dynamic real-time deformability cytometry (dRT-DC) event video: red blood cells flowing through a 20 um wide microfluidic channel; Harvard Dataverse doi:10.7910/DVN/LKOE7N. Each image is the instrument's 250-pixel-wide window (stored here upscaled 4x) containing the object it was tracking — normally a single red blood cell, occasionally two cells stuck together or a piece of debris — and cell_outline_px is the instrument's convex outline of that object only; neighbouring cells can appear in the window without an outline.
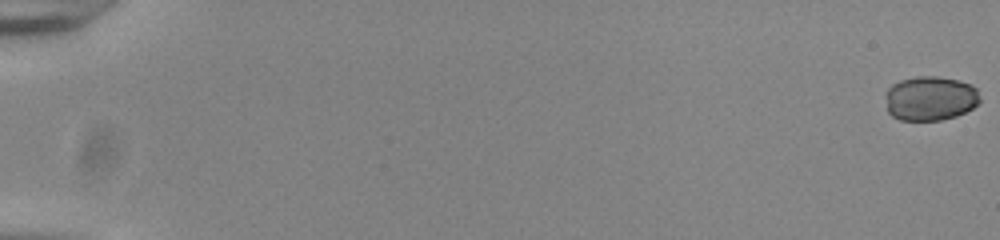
{"species": "common noctule bat (a hibernating species)", "species_latin": "Nyctalus noctula", "temperature_condition": "room temperature", "stored_images_in_passage": 56, "camera_frame_rate_fps": 3000, "um_per_image_px": 0.085, "animal": {"sex": "male", "body_mass_g": 20.0, "forearm_length_mm": 53.3}, "frame": {"image": 1, "passage_image": 1, "time_ms": 0.0, "image_size_px": [1000, 240], "cell_outline_px": [[980, 100], [972, 108], [956, 116], [940, 120], [900, 120], [892, 116], [888, 112], [884, 92], [892, 84], [900, 80], [916, 76], [936, 76], [956, 80], [972, 84], [976, 88]], "centroid_in_image_um": [79.03, 8.35], "position_along_channel_um": 6.0, "area_um2": 24.57}}
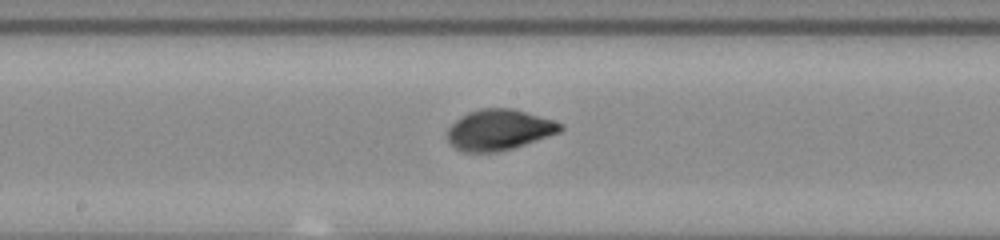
{"frame": {"image": 2, "passage_image": 32, "time_ms": 10.333, "image_size_px": [1000, 240], "cell_outline_px": [[564, 128], [560, 132], [512, 148], [496, 152], [464, 152], [456, 148], [448, 140], [444, 132], [460, 116], [468, 112], [480, 108], [512, 108], [552, 120], [564, 124]], "centroid_in_image_um": [42.38, 11.03], "position_along_channel_um": 205.8, "area_um2": 26.76}}
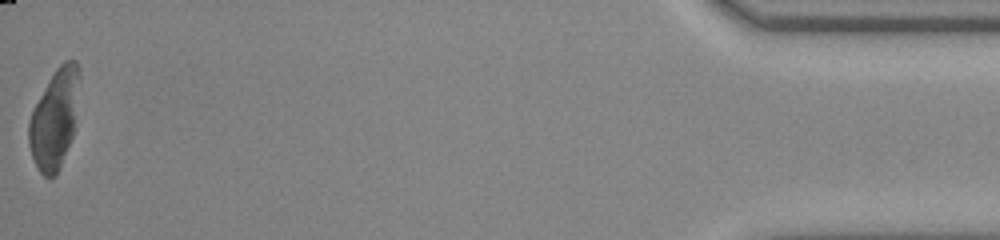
{"frame": {"image": 3, "passage_image": 56, "time_ms": 18.333, "image_size_px": [1000, 240], "cell_outline_px": [[80, 80], [72, 136], [60, 168], [56, 176], [52, 180], [44, 176], [40, 172], [32, 156], [28, 144], [28, 124], [32, 112], [48, 80], [56, 68], [64, 60], [76, 60], [80, 68]], "centroid_in_image_um": [4.64, 10.1], "position_along_channel_um": 430.6, "area_um2": 29.13}, "authors_computed_cell_mechanics": {"area_um2": 26.7325, "velocity_mm_per_s": 3.8605, "shape_relaxation_time_tau1_ms": 4.4824, "shape_relaxation_time_tau2_ms": null, "deformation_change_tau1": 0.0943, "deformation_change_tau2": null}}